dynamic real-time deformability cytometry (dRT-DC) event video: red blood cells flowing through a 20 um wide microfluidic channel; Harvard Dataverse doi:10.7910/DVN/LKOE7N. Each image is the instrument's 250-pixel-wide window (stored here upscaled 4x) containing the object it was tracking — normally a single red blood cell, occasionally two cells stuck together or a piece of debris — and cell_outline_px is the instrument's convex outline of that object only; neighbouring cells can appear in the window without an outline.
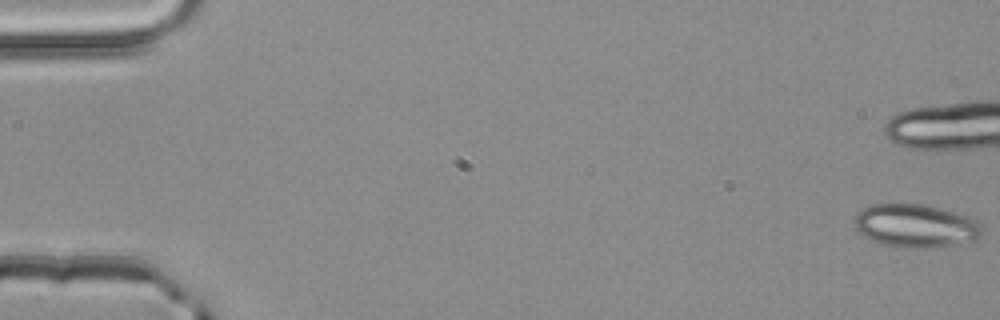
{"species": "common noctule bat (a hibernating species)", "species_latin": "Nyctalus noctula", "temperature_condition": "room temperature", "stored_images_in_passage": 13, "camera_frame_rate_fps": 3000, "um_per_image_px": 0.085, "animal": {"sex": "male", "body_mass_g": 20.4}, "frame": {"image": 1, "passage_image": 1, "time_ms": 0.0, "image_size_px": [1000, 320], "cell_outline_px": [[980, 236], [976, 240], [956, 244], [924, 248], [904, 248], [884, 244], [872, 240], [864, 236], [852, 224], [856, 216], [868, 204], [920, 204], [952, 212], [976, 220], [980, 228]], "centroid_in_image_um": [77.77, 19.2], "position_along_channel_um": 7.2, "area_um2": 31.56}}